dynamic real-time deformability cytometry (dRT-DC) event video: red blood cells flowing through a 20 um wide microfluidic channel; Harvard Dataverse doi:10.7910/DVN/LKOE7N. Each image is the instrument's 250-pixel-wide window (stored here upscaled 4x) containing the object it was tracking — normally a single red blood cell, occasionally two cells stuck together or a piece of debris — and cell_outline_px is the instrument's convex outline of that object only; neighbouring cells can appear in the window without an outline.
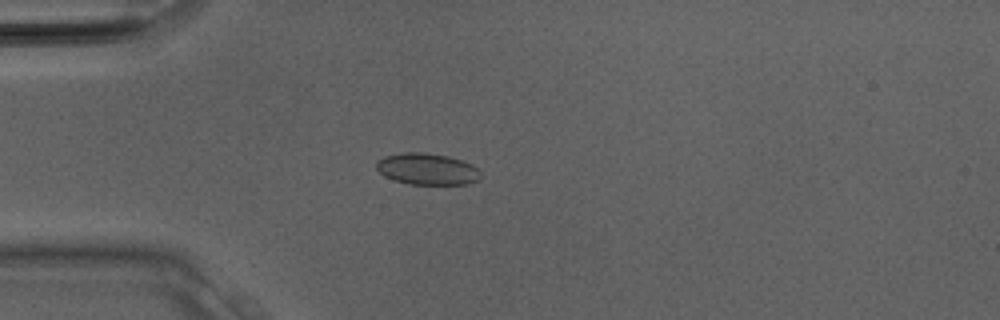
{"species": "Egyptian fruit bat (a non-hibernating species)", "species_latin": "Rousettus aegyptiacus", "temperature_condition": "room temperature", "stored_images_in_passage": 10, "camera_frame_rate_fps": 3000, "um_per_image_px": 0.085, "animal": {"sex": "male"}, "frame": {"image": 1, "passage_image": 7, "time_ms": 2.0, "image_size_px": [1000, 320], "cell_outline_px": [[480, 180], [468, 184], [408, 184], [384, 176], [376, 168], [376, 160], [384, 156], [404, 152], [424, 152], [448, 156], [472, 164], [480, 172]], "centroid_in_image_um": [36.3, 14.36], "position_along_channel_um": 48.7, "area_um2": 19.19}}